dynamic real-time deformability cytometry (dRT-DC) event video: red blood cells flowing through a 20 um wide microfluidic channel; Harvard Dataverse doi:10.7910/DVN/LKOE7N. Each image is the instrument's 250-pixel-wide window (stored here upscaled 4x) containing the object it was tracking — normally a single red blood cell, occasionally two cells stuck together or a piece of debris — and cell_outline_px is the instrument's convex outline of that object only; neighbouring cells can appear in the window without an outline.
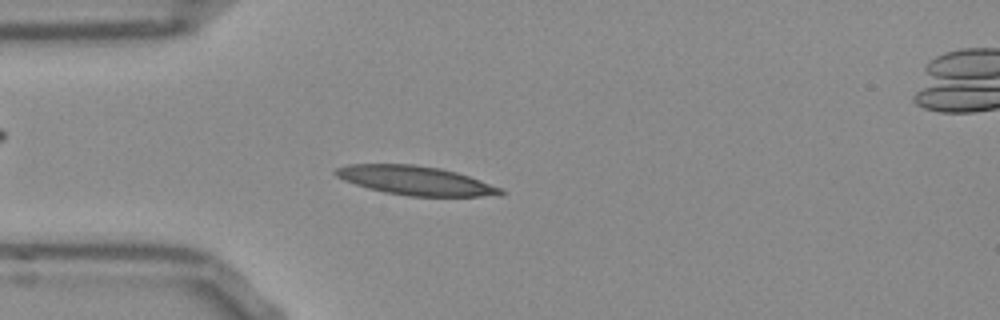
{"species": "Egyptian fruit bat (a non-hibernating species)", "species_latin": "Rousettus aegyptiacus", "temperature_condition": "room temperature", "stored_images_in_passage": 43, "camera_frame_rate_fps": 3000, "um_per_image_px": 0.085, "frame": {"image": 1, "passage_image": 4, "time_ms": 1.0, "image_size_px": [1000, 320], "cell_outline_px": [[508, 192], [500, 196], [408, 196], [384, 192], [368, 188], [344, 180], [336, 176], [332, 172], [336, 168], [348, 164], [412, 164], [440, 168], [456, 172], [468, 176], [500, 188]], "centroid_in_image_um": [35.31, 15.35], "position_along_channel_um": 49.7, "area_um2": 27.8}}
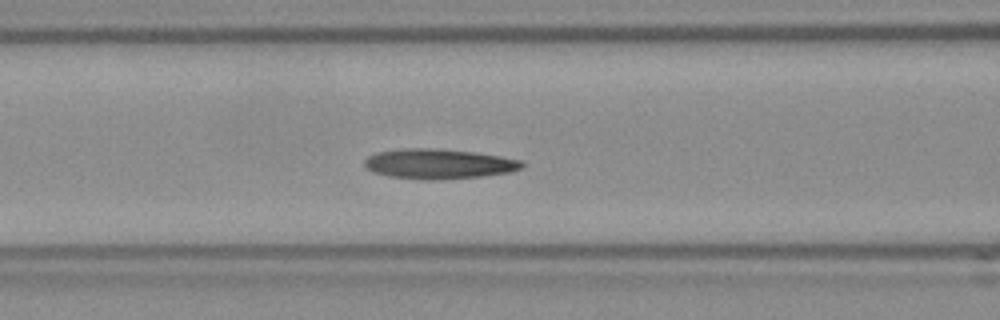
{"frame": {"image": 2, "passage_image": 11, "time_ms": 3.333, "image_size_px": [1000, 320], "cell_outline_px": [[524, 164], [520, 168], [508, 172], [480, 176], [432, 180], [428, 180], [388, 176], [372, 172], [364, 164], [364, 160], [368, 156], [376, 152], [408, 148], [432, 148], [472, 152], [500, 156], [520, 160]], "centroid_in_image_um": [37.23, 13.92], "position_along_channel_um": 129.4, "area_um2": 27.11}}
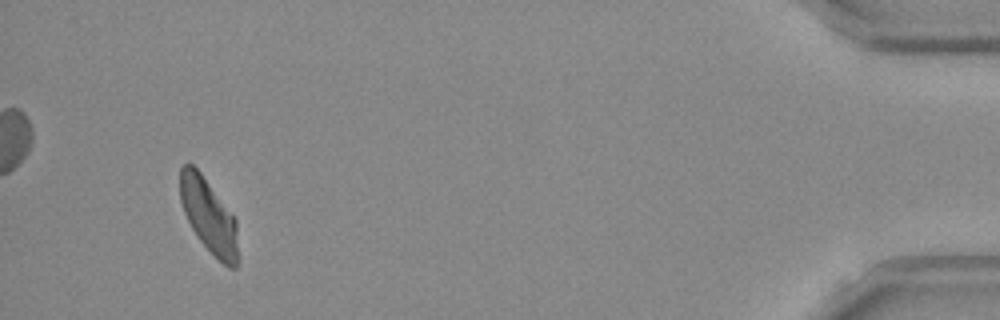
{"frame": {"image": 3, "passage_image": 40, "time_ms": 13.0, "image_size_px": [1000, 320], "cell_outline_px": [[236, 268], [228, 268], [200, 240], [192, 228], [184, 212], [180, 200], [180, 168], [184, 164], [192, 164], [200, 172], [236, 220]], "centroid_in_image_um": [17.7, 18.31], "position_along_channel_um": 417.5, "area_um2": 24.1}, "authors_computed_cell_mechanics": {"area_um2": 26.4146, "velocity_mm_per_s": 3.7803, "shape_relaxation_time_tau1_ms": null, "shape_relaxation_time_tau2_ms": 5.9938, "deformation_change_tau1": null, "deformation_change_tau2": 0.1469}}